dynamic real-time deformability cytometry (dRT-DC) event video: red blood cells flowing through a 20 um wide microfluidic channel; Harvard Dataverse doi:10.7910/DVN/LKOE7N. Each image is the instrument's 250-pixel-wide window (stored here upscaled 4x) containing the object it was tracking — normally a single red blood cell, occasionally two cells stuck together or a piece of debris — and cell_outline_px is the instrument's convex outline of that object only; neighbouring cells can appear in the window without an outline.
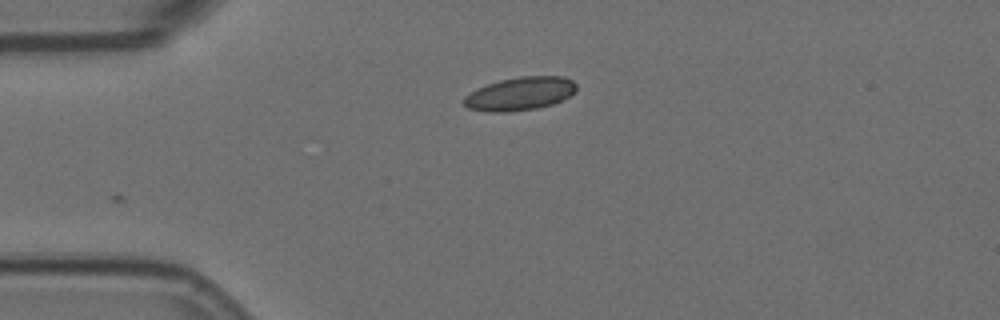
{"species": "Egyptian fruit bat (a non-hibernating species)", "species_latin": "Rousettus aegyptiacus", "temperature_condition": "room temperature", "stored_images_in_passage": 2, "camera_frame_rate_fps": 3000, "um_per_image_px": 0.085, "animal": {"sex": "female"}, "frame": {"image": 1, "passage_image": 1, "time_ms": 0.0, "image_size_px": [1000, 320], "cell_outline_px": [[576, 92], [552, 104], [536, 108], [508, 112], [488, 112], [468, 108], [460, 100], [464, 96], [476, 88], [500, 80], [520, 76], [564, 76], [572, 80], [576, 84]], "centroid_in_image_um": [44.16, 7.96], "position_along_channel_um": 40.8, "area_um2": 21.91}}